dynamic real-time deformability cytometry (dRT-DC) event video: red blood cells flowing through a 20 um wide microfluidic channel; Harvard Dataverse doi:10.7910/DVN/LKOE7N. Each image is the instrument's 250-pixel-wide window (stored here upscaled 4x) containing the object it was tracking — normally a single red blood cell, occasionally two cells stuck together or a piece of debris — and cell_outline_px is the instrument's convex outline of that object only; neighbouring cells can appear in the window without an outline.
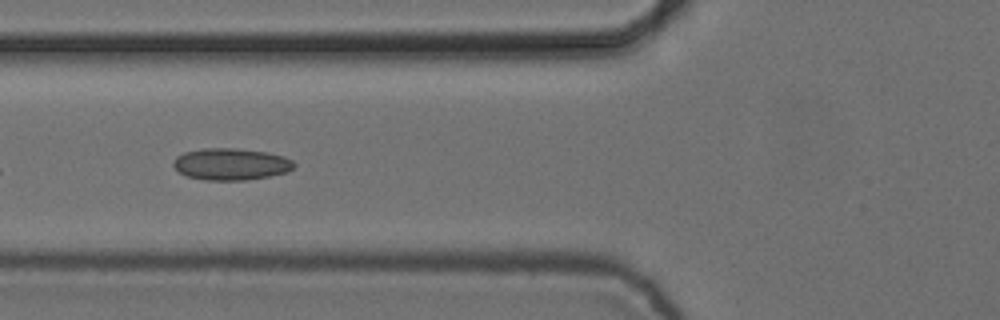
{"species": "common noctule bat (a hibernating species)", "species_latin": "Nyctalus noctula", "temperature_condition": "cold", "stored_images_in_passage": 8, "camera_frame_rate_fps": 3000, "um_per_image_px": 0.085, "animal": {"sex": "female", "body_mass_g": 24.6, "forearm_length_mm": 56.2}, "frame": {"image": 1, "passage_image": 6, "time_ms": 1.667, "image_size_px": [1000, 320], "cell_outline_px": [[296, 164], [288, 172], [248, 180], [204, 180], [188, 176], [180, 172], [172, 164], [172, 160], [176, 156], [184, 152], [204, 148], [236, 148], [268, 152], [284, 156], [292, 160]], "centroid_in_image_um": [19.63, 13.94], "position_along_channel_um": 106.2, "area_um2": 22.48}}
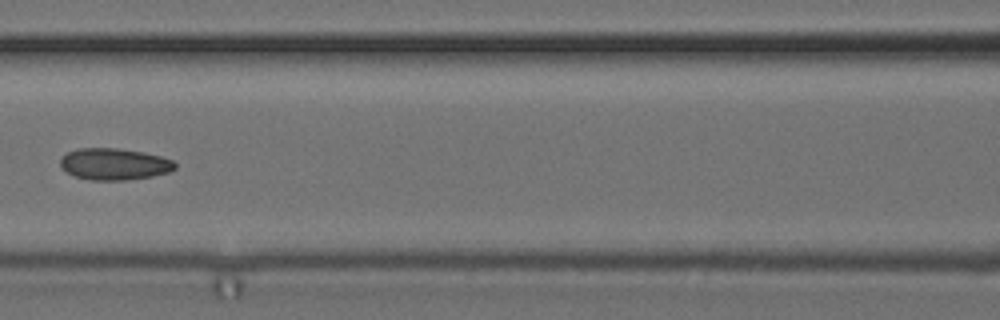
{"frame": {"image": 2, "passage_image": 7, "time_ms": 2.0, "image_size_px": [1000, 320], "cell_outline_px": [[176, 168], [168, 172], [152, 176], [124, 180], [92, 180], [76, 176], [60, 168], [60, 160], [68, 152], [80, 148], [116, 148], [144, 152], [160, 156], [172, 160], [176, 164]], "centroid_in_image_um": [9.72, 13.94], "position_along_channel_um": 156.9, "area_um2": 20.98}}
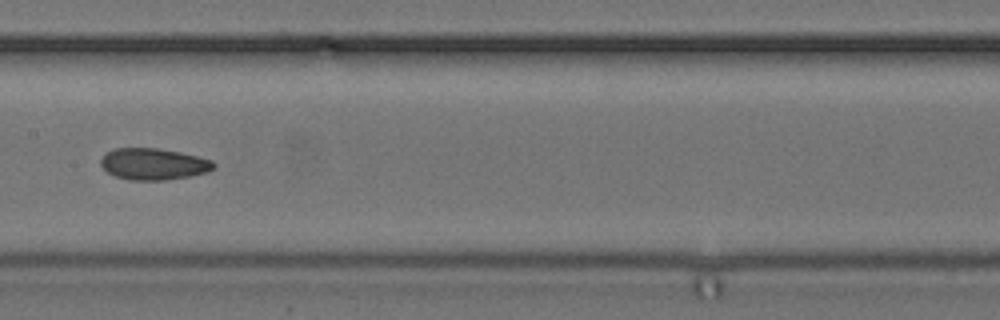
{"frame": {"image": 3, "passage_image": 8, "time_ms": 2.333, "image_size_px": [1000, 320], "cell_outline_px": [[216, 168], [208, 172], [188, 176], [164, 180], [128, 180], [116, 176], [108, 172], [100, 164], [100, 160], [104, 152], [112, 148], [160, 148], [180, 152], [212, 160], [216, 164]], "centroid_in_image_um": [13.03, 13.93], "position_along_channel_um": 194.4, "area_um2": 20.92}}